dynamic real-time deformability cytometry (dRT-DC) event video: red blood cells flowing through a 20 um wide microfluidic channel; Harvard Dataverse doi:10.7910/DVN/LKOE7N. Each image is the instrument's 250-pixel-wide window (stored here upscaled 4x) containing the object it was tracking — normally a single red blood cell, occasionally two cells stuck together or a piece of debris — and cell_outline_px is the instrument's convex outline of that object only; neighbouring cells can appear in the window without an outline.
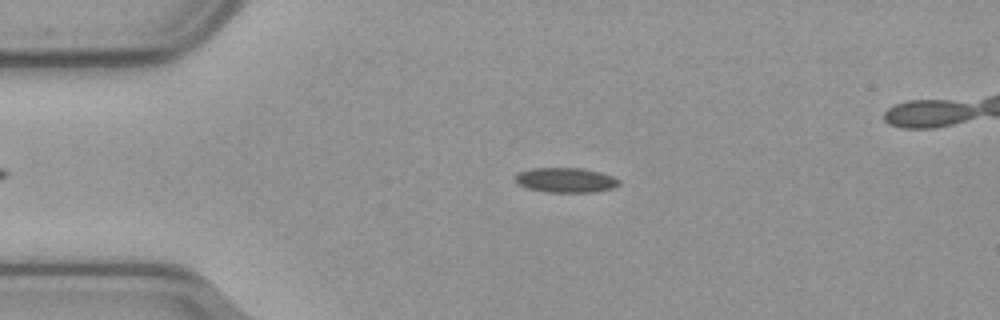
{"species": "common noctule bat (a hibernating species)", "species_latin": "Nyctalus noctula", "temperature_condition": "cold", "stored_images_in_passage": 43, "camera_frame_rate_fps": 3000, "um_per_image_px": 0.085, "animal": {"sex": "male", "body_mass_g": 23.1, "forearm_length_mm": 52.7}, "frame": {"image": 1, "passage_image": 5, "time_ms": 1.333, "image_size_px": [1000, 320], "cell_outline_px": [[620, 184], [612, 188], [592, 192], [544, 192], [528, 188], [520, 184], [516, 180], [516, 176], [520, 172], [532, 168], [580, 168], [600, 172], [612, 176], [620, 180]], "centroid_in_image_um": [48.12, 15.31], "position_along_channel_um": 36.9, "area_um2": 14.8}}
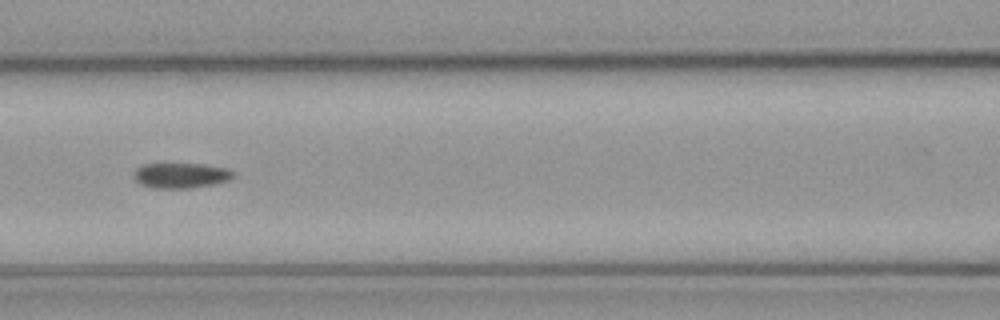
{"frame": {"image": 2, "passage_image": 17, "time_ms": 5.333, "image_size_px": [1000, 320], "cell_outline_px": [[232, 176], [228, 180], [212, 184], [188, 188], [152, 188], [140, 184], [136, 180], [136, 168], [144, 164], [204, 164], [228, 168], [232, 172]], "centroid_in_image_um": [15.37, 14.91], "position_along_channel_um": 151.2, "area_um2": 14.33}}
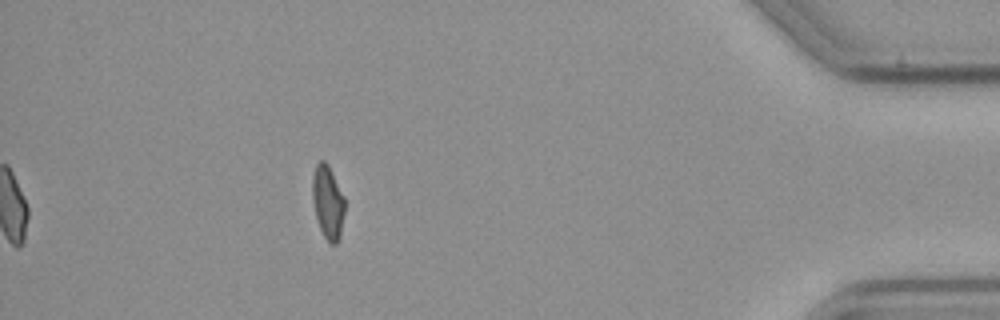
{"frame": {"image": 3, "passage_image": 43, "time_ms": 14.0, "image_size_px": [1000, 320], "cell_outline_px": [[344, 212], [340, 236], [336, 244], [328, 244], [320, 228], [316, 216], [312, 200], [312, 176], [316, 164], [320, 160], [324, 160], [328, 164], [344, 196]], "centroid_in_image_um": [27.85, 17.17], "position_along_channel_um": 407.3, "area_um2": 13.87}}